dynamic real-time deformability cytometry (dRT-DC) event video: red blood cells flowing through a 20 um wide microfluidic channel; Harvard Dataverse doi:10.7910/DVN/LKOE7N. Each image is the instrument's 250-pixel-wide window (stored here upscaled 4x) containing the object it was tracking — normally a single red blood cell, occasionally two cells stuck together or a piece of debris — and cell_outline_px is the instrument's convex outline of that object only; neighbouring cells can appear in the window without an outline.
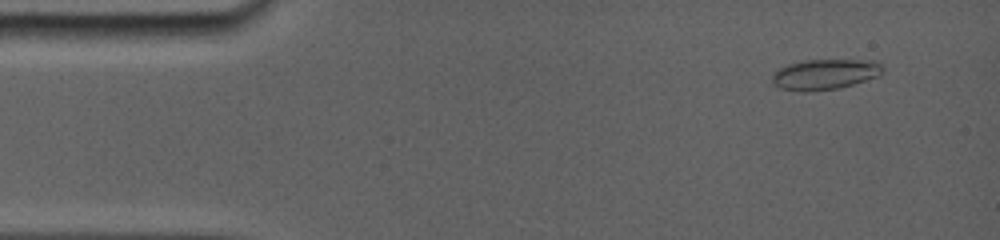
{"species": "common noctule bat (a hibernating species)", "species_latin": "Nyctalus noctula", "temperature_condition": "room temperature", "stored_images_in_passage": 58, "camera_frame_rate_fps": 5000, "um_per_image_px": 0.085, "animal": {"sex": "female", "body_mass_g": 19.0, "forearm_length_mm": 56.7}, "frame": {"image": 1, "passage_image": 11, "time_ms": 1.2, "image_size_px": [1000, 240], "cell_outline_px": [[884, 68], [876, 76], [840, 88], [808, 92], [800, 92], [780, 88], [772, 84], [772, 76], [780, 68], [788, 64], [804, 60], [868, 60], [880, 64]], "centroid_in_image_um": [70.05, 6.33], "position_along_channel_um": 15.0, "area_um2": 19.42}}
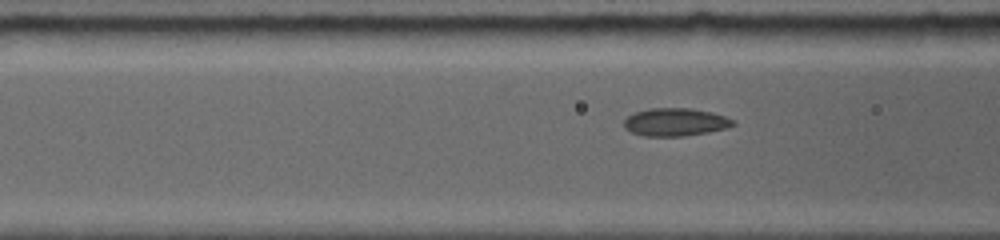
{"frame": {"image": 2, "passage_image": 45, "time_ms": 6.0, "image_size_px": [1000, 240], "cell_outline_px": [[736, 124], [724, 128], [704, 132], [680, 136], [644, 136], [632, 132], [624, 124], [624, 120], [628, 116], [636, 112], [652, 108], [692, 108], [712, 112], [724, 116], [732, 120]], "centroid_in_image_um": [57.39, 10.36], "position_along_channel_um": 109.2, "area_um2": 17.28}}
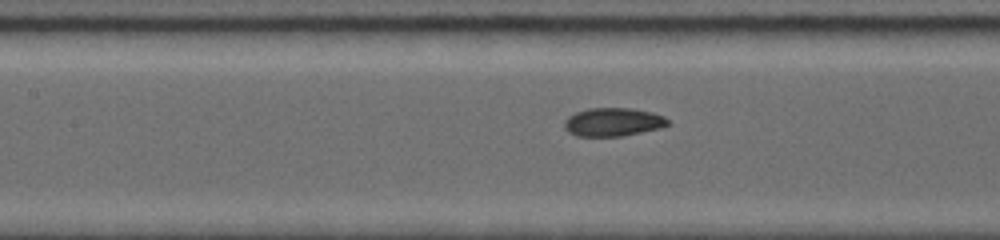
{"frame": {"image": 3, "passage_image": 52, "time_ms": 7.2, "image_size_px": [1000, 240], "cell_outline_px": [[668, 124], [656, 128], [620, 136], [580, 136], [564, 128], [564, 120], [568, 116], [576, 112], [588, 108], [632, 108], [652, 112], [664, 116], [668, 120]], "centroid_in_image_um": [52.07, 10.35], "position_along_channel_um": 155.3, "area_um2": 16.76}}